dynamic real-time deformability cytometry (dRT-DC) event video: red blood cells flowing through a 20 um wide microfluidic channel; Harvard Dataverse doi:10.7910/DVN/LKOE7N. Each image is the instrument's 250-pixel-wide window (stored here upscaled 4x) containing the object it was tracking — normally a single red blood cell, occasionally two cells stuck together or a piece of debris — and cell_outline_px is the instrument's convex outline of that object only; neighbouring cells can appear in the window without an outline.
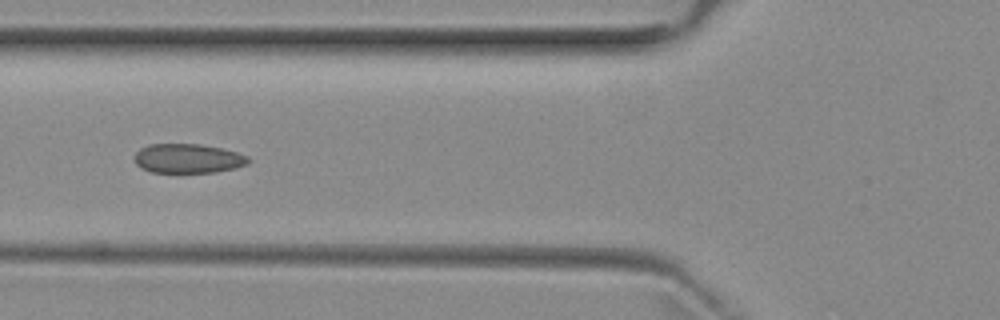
{"species": "common noctule bat (a hibernating species)", "species_latin": "Nyctalus noctula", "temperature_condition": "room temperature", "stored_images_in_passage": 6, "camera_frame_rate_fps": 3000, "um_per_image_px": 0.085, "animal": {"sex": "female", "body_mass_g": 29.2, "forearm_length_mm": 56.3}, "frame": {"image": 1, "passage_image": 6, "time_ms": 6.333, "image_size_px": [1000, 320], "cell_outline_px": [[252, 160], [248, 164], [216, 172], [152, 172], [140, 168], [136, 164], [136, 152], [140, 148], [148, 144], [200, 144], [220, 148], [236, 152], [248, 156]], "centroid_in_image_um": [15.98, 13.47], "position_along_channel_um": 109.8, "area_um2": 19.36}}